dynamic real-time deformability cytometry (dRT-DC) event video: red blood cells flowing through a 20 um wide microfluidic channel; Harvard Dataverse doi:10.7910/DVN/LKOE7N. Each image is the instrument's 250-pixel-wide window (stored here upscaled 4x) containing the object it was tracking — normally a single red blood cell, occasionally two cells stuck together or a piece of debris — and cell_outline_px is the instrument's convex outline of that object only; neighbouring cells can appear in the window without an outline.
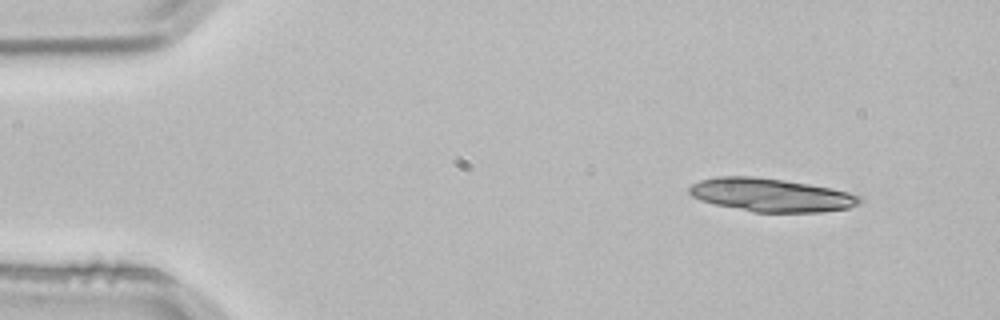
{"species": "common noctule bat (a hibernating species)", "species_latin": "Nyctalus noctula", "temperature_condition": "room temperature", "stored_images_in_passage": 2, "segment_of_instrument_passage": [2, 2], "camera_frame_rate_fps": 3000, "um_per_image_px": 0.085, "animal": {"sex": "male", "body_mass_g": 21.5, "forearm_length_mm": 52.0}, "frame": {"image": 1, "passage_image": 2, "time_ms": 0.333, "image_size_px": [1000, 320], "cell_outline_px": [[864, 200], [848, 208], [820, 212], [752, 212], [716, 204], [700, 200], [692, 196], [688, 192], [688, 188], [692, 184], [700, 180], [716, 176], [752, 176], [808, 184], [832, 188], [848, 192], [860, 196]], "centroid_in_image_um": [65.51, 16.57], "position_along_channel_um": 19.5, "area_um2": 32.89}}